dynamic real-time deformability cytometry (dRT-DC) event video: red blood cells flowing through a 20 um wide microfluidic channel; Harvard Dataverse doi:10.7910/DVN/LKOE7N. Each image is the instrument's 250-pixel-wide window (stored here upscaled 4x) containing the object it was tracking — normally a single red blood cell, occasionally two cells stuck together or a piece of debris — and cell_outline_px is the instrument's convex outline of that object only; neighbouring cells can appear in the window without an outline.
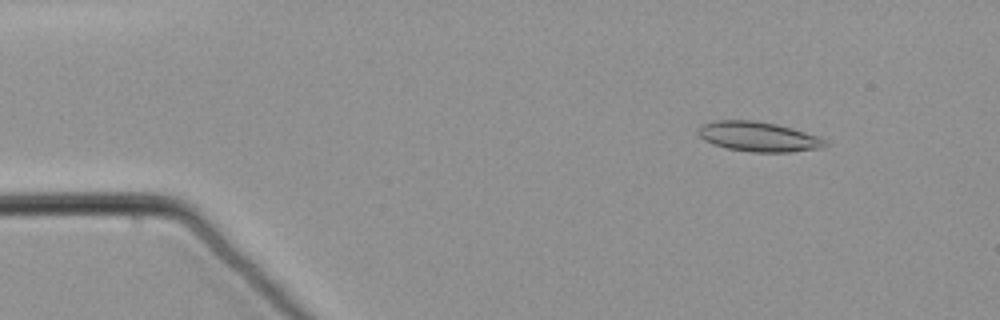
{"species": "common noctule bat (a hibernating species)", "species_latin": "Nyctalus noctula", "temperature_condition": "warm", "stored_images_in_passage": 60, "camera_frame_rate_fps": 3000, "um_per_image_px": 0.085, "animal": {"sex": "male", "body_mass_g": 21.5, "forearm_length_mm": 52.0}, "frame": {"image": 1, "passage_image": 8, "time_ms": 2.333, "image_size_px": [1000, 320], "cell_outline_px": [[828, 144], [820, 148], [792, 152], [752, 152], [728, 148], [712, 144], [704, 140], [696, 132], [700, 124], [712, 120], [752, 120], [776, 124], [792, 128], [820, 136]], "centroid_in_image_um": [64.43, 11.61], "position_along_channel_um": 20.6, "area_um2": 22.2}}
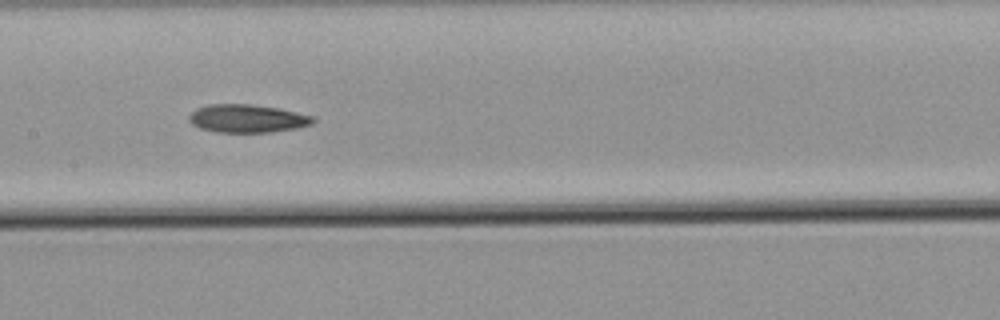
{"frame": {"image": 2, "passage_image": 30, "time_ms": 9.667, "image_size_px": [1000, 320], "cell_outline_px": [[316, 120], [312, 124], [296, 128], [268, 132], [216, 132], [200, 128], [192, 124], [188, 120], [188, 116], [196, 108], [208, 104], [248, 104], [276, 108], [296, 112], [312, 116]], "centroid_in_image_um": [20.98, 10.07], "position_along_channel_um": 186.4, "area_um2": 20.17}}
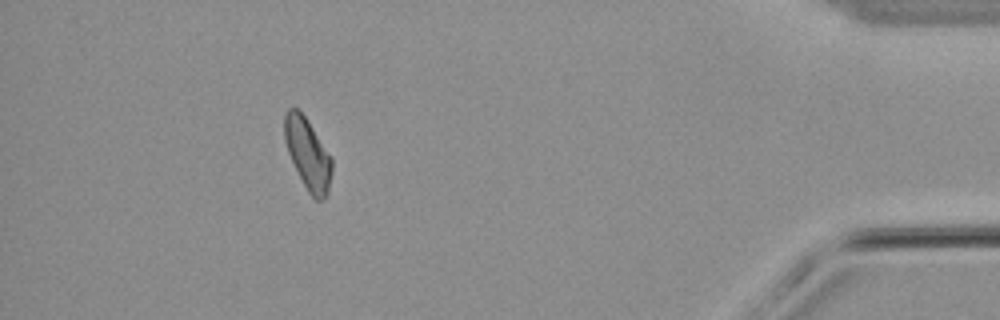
{"frame": {"image": 3, "passage_image": 54, "time_ms": 17.667, "image_size_px": [1000, 320], "cell_outline_px": [[332, 172], [328, 192], [324, 200], [316, 200], [308, 192], [288, 152], [284, 140], [284, 112], [288, 108], [296, 108], [308, 120], [332, 156]], "centroid_in_image_um": [26.17, 13.06], "position_along_channel_um": 409.0, "area_um2": 19.65}}